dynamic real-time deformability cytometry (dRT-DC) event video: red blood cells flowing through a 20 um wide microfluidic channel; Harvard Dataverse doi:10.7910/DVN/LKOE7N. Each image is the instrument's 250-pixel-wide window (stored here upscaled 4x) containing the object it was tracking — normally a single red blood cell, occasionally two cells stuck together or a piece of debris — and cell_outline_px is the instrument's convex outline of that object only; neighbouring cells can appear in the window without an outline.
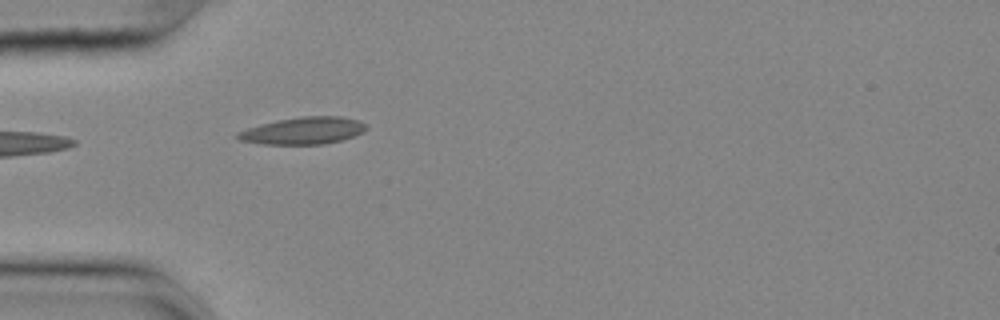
{"species": "common noctule bat (a hibernating species)", "species_latin": "Nyctalus noctula", "temperature_condition": "cold", "stored_images_in_passage": 6, "camera_frame_rate_fps": 3000, "um_per_image_px": 0.085, "animal": {"sex": "female", "body_mass_g": 25.1}, "frame": {"image": 1, "passage_image": 1, "time_ms": 0.0, "image_size_px": [1000, 320], "cell_outline_px": [[368, 128], [364, 132], [340, 140], [324, 144], [264, 144], [240, 140], [236, 136], [236, 132], [260, 124], [276, 120], [300, 116], [340, 116], [356, 120], [364, 124]], "centroid_in_image_um": [25.75, 11.1], "position_along_channel_um": 59.2, "area_um2": 20.17}}